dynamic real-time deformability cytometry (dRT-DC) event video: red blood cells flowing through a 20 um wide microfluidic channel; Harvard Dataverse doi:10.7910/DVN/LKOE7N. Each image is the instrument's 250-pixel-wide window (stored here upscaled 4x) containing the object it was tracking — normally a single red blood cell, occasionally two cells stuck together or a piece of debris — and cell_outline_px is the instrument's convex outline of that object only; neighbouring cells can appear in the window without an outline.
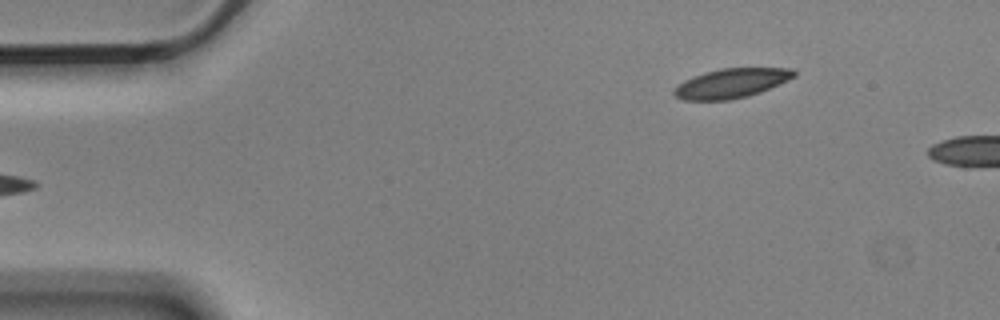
{"species": "Egyptian fruit bat (a non-hibernating species)", "species_latin": "Rousettus aegyptiacus", "temperature_condition": "cold", "stored_images_in_passage": 5, "camera_frame_rate_fps": 3000, "um_per_image_px": 0.085, "animal": {"sex": "male"}, "frame": {"image": 1, "passage_image": 5, "time_ms": 1.333, "image_size_px": [1000, 320], "cell_outline_px": [[796, 76], [760, 92], [748, 96], [728, 100], [684, 100], [676, 96], [672, 92], [684, 80], [692, 76], [704, 72], [720, 68], [796, 68]], "centroid_in_image_um": [62.18, 7.06], "position_along_channel_um": 22.8, "area_um2": 20.52}}